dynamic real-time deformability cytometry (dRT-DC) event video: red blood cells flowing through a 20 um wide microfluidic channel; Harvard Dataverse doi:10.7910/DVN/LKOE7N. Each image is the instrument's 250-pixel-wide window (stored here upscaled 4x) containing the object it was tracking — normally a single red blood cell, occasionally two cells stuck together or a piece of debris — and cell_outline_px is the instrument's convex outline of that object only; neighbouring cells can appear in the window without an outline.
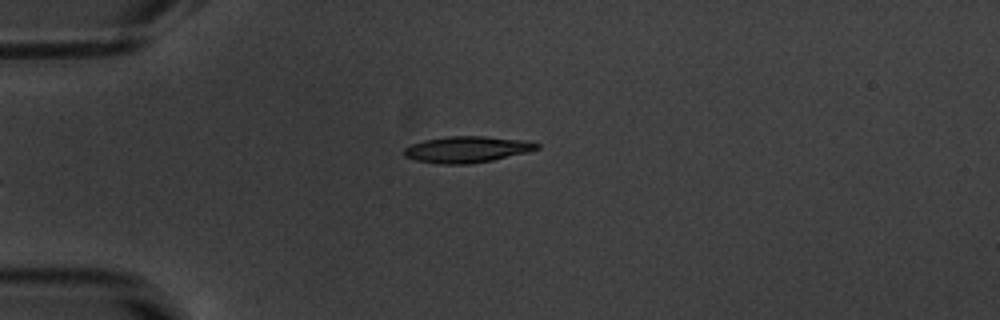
{"species": "common noctule bat (a hibernating species)", "species_latin": "Nyctalus noctula", "temperature_condition": "warm", "stored_images_in_passage": 42, "camera_frame_rate_fps": 3000, "um_per_image_px": 0.085, "animal": {"sex": "male", "body_mass_g": 20.1, "forearm_length_mm": 53.5}, "frame": {"image": 1, "passage_image": 3, "time_ms": 0.667, "image_size_px": [1000, 320], "cell_outline_px": [[540, 148], [528, 152], [492, 160], [468, 164], [440, 164], [416, 160], [404, 156], [404, 148], [412, 144], [424, 140], [448, 136], [484, 136], [524, 140], [540, 144]], "centroid_in_image_um": [39.7, 12.7], "position_along_channel_um": 45.3, "area_um2": 20.29}}
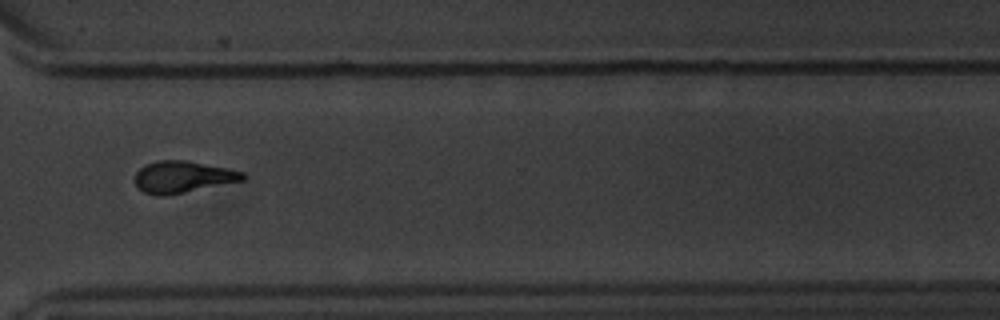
{"frame": {"image": 2, "passage_image": 29, "time_ms": 9.333, "image_size_px": [1000, 320], "cell_outline_px": [[244, 180], [164, 196], [160, 196], [144, 192], [136, 184], [136, 172], [144, 164], [160, 160], [184, 160], [244, 172]], "centroid_in_image_um": [15.5, 15.03], "position_along_channel_um": 355.1, "area_um2": 19.48}}
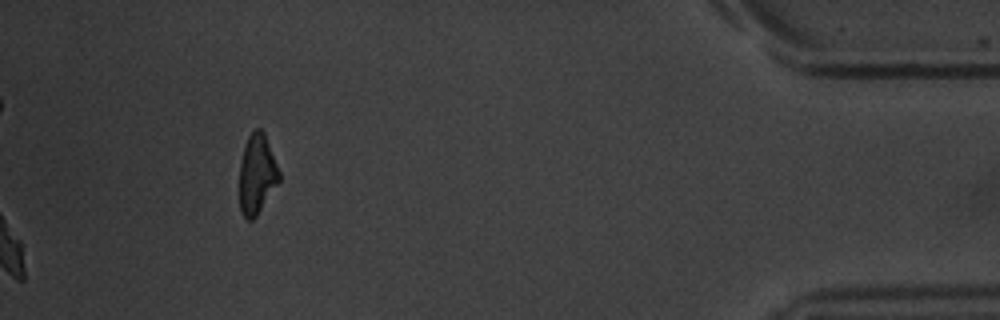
{"frame": {"image": 3, "passage_image": 38, "time_ms": 12.333, "image_size_px": [1000, 320], "cell_outline_px": [[280, 180], [256, 216], [252, 220], [248, 220], [240, 212], [240, 164], [244, 144], [248, 136], [256, 128], [260, 128], [264, 132], [280, 172]], "centroid_in_image_um": [21.83, 14.79], "position_along_channel_um": 413.4, "area_um2": 18.32}, "authors_computed_cell_mechanics": {"area_um2": 19.7965, "velocity_mm_per_s": 3.8255, "shape_relaxation_time_tau1_ms": 2.7865, "shape_relaxation_time_tau2_ms": 3.7159, "deformation_change_tau1": 0.1478, "deformation_change_tau2": 0.1158}}